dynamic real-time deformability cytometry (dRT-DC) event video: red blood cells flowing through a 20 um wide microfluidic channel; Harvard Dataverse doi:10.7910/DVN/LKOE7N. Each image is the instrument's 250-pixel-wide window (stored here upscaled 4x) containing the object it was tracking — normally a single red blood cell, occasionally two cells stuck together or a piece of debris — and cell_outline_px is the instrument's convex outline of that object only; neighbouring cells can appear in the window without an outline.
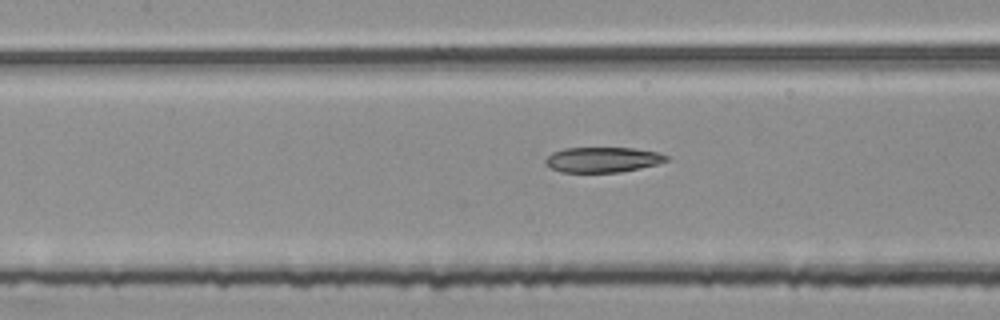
{"species": "common noctule bat (a hibernating species)", "species_latin": "Nyctalus noctula", "temperature_condition": "room temperature", "stored_images_in_passage": 48, "segment_of_instrument_passage": [2, 2], "camera_frame_rate_fps": 3000, "um_per_image_px": 0.085, "animal": {"sex": "female", "body_mass_g": 25.1}, "frame": {"image": 1, "passage_image": 18, "time_ms": 5.667, "image_size_px": [1000, 320], "cell_outline_px": [[668, 160], [656, 164], [640, 168], [620, 172], [560, 172], [544, 164], [544, 160], [552, 152], [564, 148], [632, 148], [656, 152], [668, 156]], "centroid_in_image_um": [51.18, 13.57], "position_along_channel_um": 156.2, "area_um2": 17.69}}
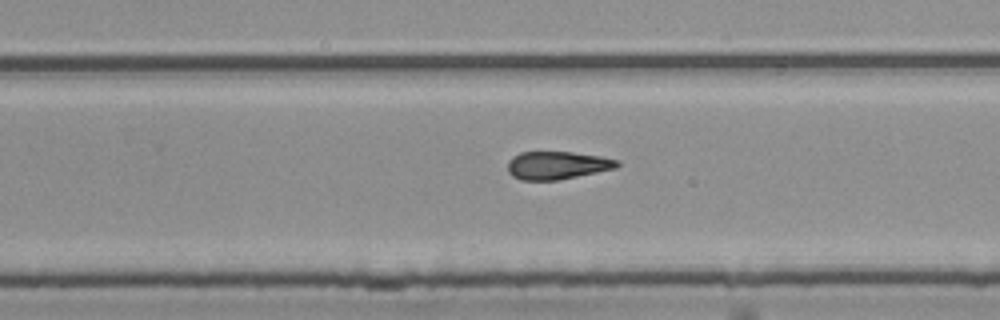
{"frame": {"image": 2, "passage_image": 28, "time_ms": 9.0, "image_size_px": [1000, 320], "cell_outline_px": [[620, 164], [616, 168], [560, 180], [520, 180], [512, 176], [508, 172], [508, 160], [512, 156], [520, 152], [572, 152], [600, 156], [620, 160]], "centroid_in_image_um": [47.35, 14.05], "position_along_channel_um": 282.4, "area_um2": 17.98}}
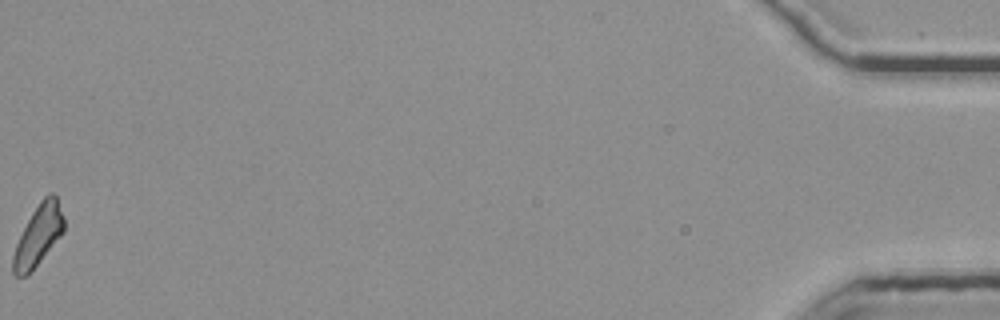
{"frame": {"image": 3, "passage_image": 48, "time_ms": 15.667, "image_size_px": [1000, 320], "cell_outline_px": [[64, 232], [40, 260], [24, 276], [16, 276], [12, 272], [12, 256], [16, 244], [32, 212], [40, 200], [48, 192], [52, 192], [56, 196], [64, 216]], "centroid_in_image_um": [3.26, 19.95], "position_along_channel_um": 431.9, "area_um2": 17.63}}